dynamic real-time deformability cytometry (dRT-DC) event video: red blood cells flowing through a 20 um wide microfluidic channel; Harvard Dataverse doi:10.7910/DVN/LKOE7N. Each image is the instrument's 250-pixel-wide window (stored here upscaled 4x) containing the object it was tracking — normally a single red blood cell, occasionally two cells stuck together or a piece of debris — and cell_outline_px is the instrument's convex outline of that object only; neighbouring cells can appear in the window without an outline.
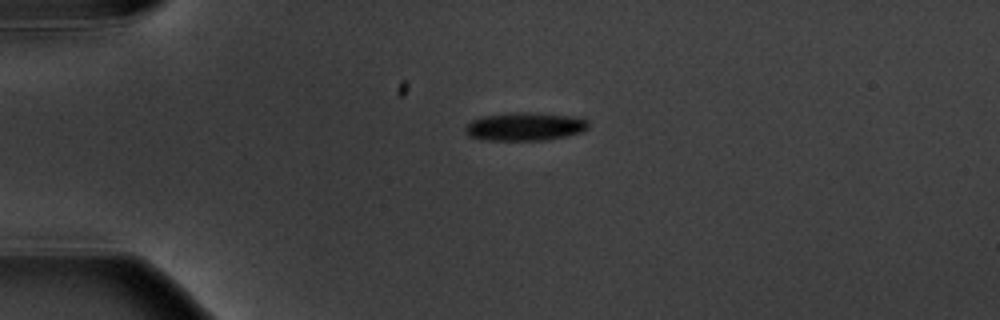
{"species": "common noctule bat (a hibernating species)", "species_latin": "Nyctalus noctula", "temperature_condition": "warm", "stored_images_in_passage": 2, "camera_frame_rate_fps": 3000, "um_per_image_px": 0.085, "animal": {"sex": "male", "body_mass_g": 20.1, "forearm_length_mm": 53.5}, "frame": {"image": 1, "passage_image": 1, "time_ms": 0.0, "image_size_px": [1000, 320], "cell_outline_px": [[588, 128], [580, 132], [548, 140], [480, 140], [468, 136], [464, 132], [464, 128], [472, 120], [484, 116], [516, 112], [532, 112], [572, 116], [588, 120]], "centroid_in_image_um": [44.58, 10.76], "position_along_channel_um": 40.4, "area_um2": 20.29}}